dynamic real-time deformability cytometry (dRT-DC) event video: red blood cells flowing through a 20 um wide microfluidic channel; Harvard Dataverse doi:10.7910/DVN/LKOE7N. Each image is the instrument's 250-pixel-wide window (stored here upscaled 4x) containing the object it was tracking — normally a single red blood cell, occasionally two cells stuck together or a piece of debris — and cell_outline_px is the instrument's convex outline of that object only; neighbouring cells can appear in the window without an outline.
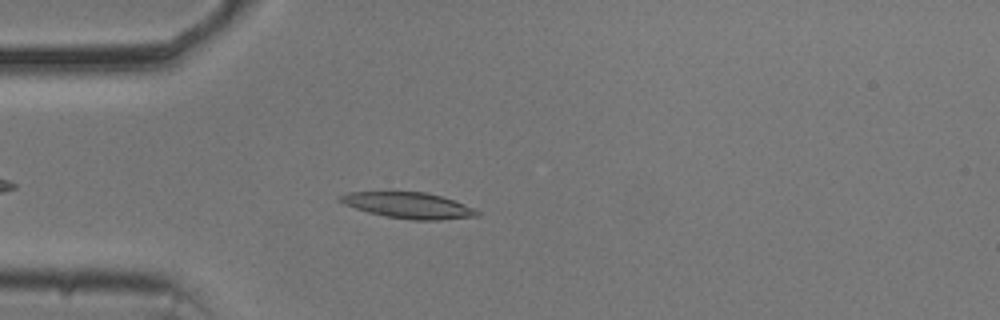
{"species": "common noctule bat (a hibernating species)", "species_latin": "Nyctalus noctula", "temperature_condition": "cold", "stored_images_in_passage": 37, "camera_frame_rate_fps": 3000, "um_per_image_px": 0.085, "animal": {"sex": "male", "body_mass_g": 20.5, "forearm_length_mm": 52.5}, "frame": {"image": 1, "passage_image": 7, "time_ms": 2.0, "image_size_px": [1000, 320], "cell_outline_px": [[484, 212], [480, 216], [440, 220], [412, 220], [384, 216], [368, 212], [344, 204], [336, 200], [336, 196], [348, 192], [424, 192], [440, 196], [464, 204]], "centroid_in_image_um": [34.72, 17.46], "position_along_channel_um": 50.3, "area_um2": 20.87}}
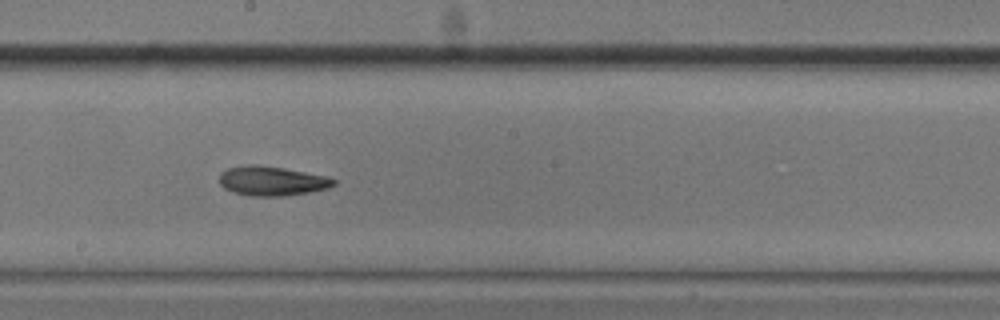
{"frame": {"image": 2, "passage_image": 22, "time_ms": 7.0, "image_size_px": [1000, 320], "cell_outline_px": [[336, 184], [328, 188], [308, 192], [284, 196], [252, 196], [232, 192], [224, 188], [220, 184], [220, 172], [228, 168], [244, 164], [256, 164], [284, 168], [328, 176], [336, 180]], "centroid_in_image_um": [23.1, 15.37], "position_along_channel_um": 225.1, "area_um2": 19.77}}
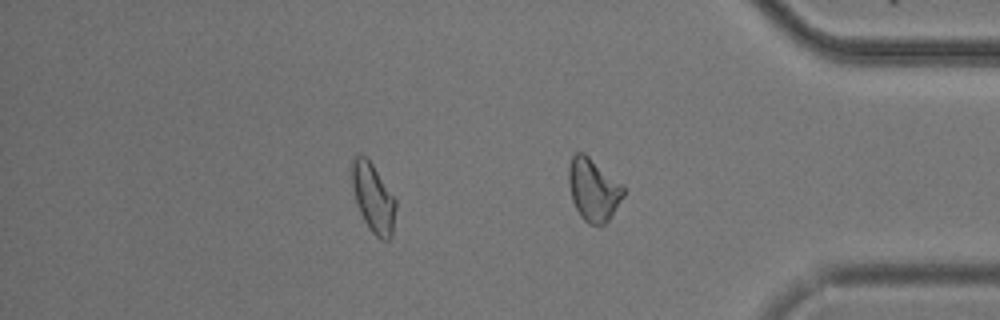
{"frame": {"image": 3, "passage_image": 36, "time_ms": 11.667, "image_size_px": [1000, 320], "cell_outline_px": [[396, 208], [392, 236], [388, 240], [380, 240], [368, 228], [356, 204], [352, 184], [352, 160], [356, 156], [364, 156], [372, 164], [396, 200]], "centroid_in_image_um": [31.73, 16.88], "position_along_channel_um": 403.5, "area_um2": 17.4}, "authors_computed_cell_mechanics": {"area_um2": 19.5942, "velocity_mm_per_s": 3.695, "shape_relaxation_time_tau1_ms": 3.8434, "shape_relaxation_time_tau2_ms": null, "deformation_change_tau1": 0.1401, "deformation_change_tau2": null}}